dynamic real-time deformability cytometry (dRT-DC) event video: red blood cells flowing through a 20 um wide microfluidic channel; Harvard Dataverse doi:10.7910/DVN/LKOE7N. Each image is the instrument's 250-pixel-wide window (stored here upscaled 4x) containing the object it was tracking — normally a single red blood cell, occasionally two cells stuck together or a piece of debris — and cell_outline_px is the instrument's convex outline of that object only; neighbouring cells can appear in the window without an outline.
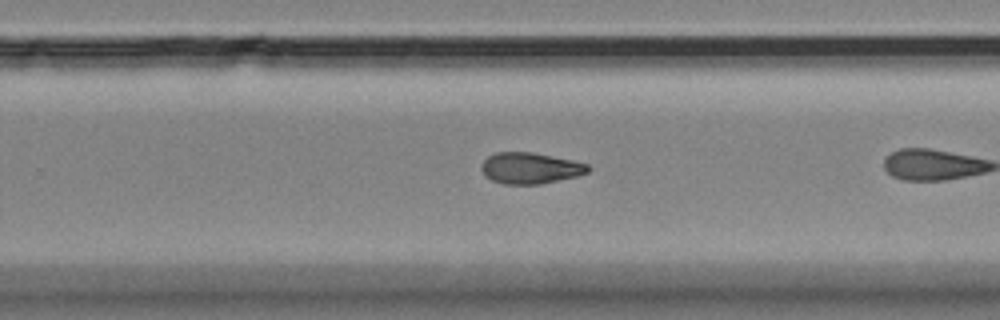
{"species": "Egyptian fruit bat (a non-hibernating species)", "species_latin": "Rousettus aegyptiacus", "temperature_condition": "room temperature", "stored_images_in_passage": 27, "camera_frame_rate_fps": 3000, "um_per_image_px": 0.085, "animal": {"sex": "female"}, "frame": {"image": 1, "passage_image": 20, "time_ms": 6.333, "image_size_px": [1000, 320], "cell_outline_px": [[592, 168], [588, 172], [580, 176], [540, 184], [504, 184], [492, 180], [484, 176], [480, 168], [480, 164], [488, 156], [496, 152], [532, 152], [572, 160], [588, 164]], "centroid_in_image_um": [45.07, 14.29], "position_along_channel_um": 284.7, "area_um2": 19.59}}
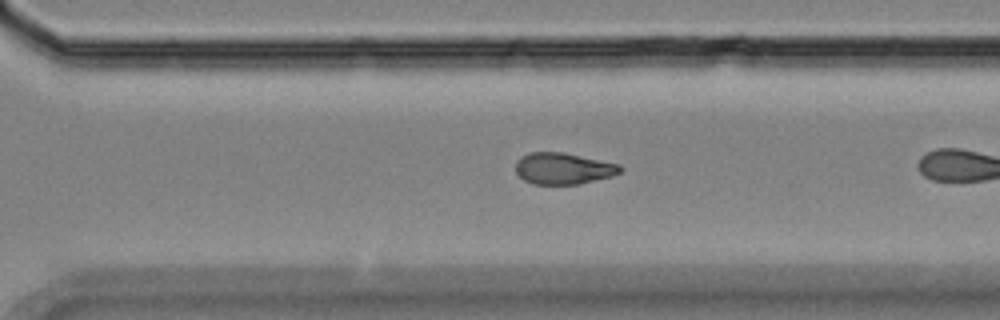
{"frame": {"image": 2, "passage_image": 23, "time_ms": 7.333, "image_size_px": [1000, 320], "cell_outline_px": [[624, 168], [620, 172], [612, 176], [580, 184], [532, 184], [524, 180], [516, 172], [516, 160], [520, 156], [528, 152], [564, 152], [620, 164]], "centroid_in_image_um": [47.88, 14.31], "position_along_channel_um": 322.7, "area_um2": 19.36}}